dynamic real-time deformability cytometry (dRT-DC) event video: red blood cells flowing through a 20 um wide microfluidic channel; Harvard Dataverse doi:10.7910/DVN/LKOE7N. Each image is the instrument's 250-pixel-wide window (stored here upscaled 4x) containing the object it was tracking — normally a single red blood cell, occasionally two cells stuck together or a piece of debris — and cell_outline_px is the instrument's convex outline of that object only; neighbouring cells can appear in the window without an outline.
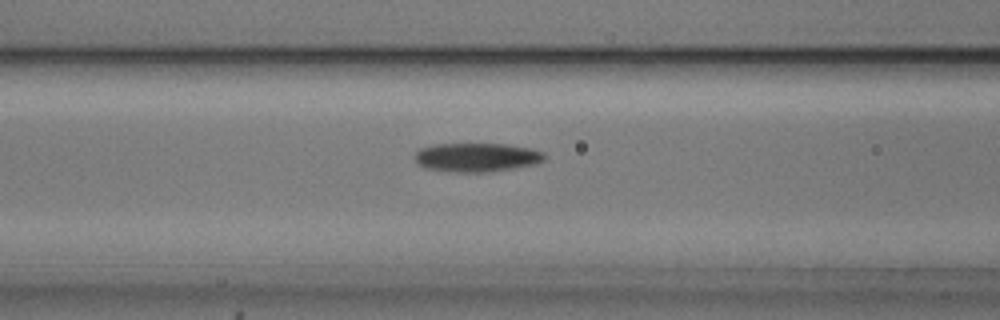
{"species": "common noctule bat (a hibernating species)", "species_latin": "Nyctalus noctula", "temperature_condition": "cold", "stored_images_in_passage": 55, "camera_frame_rate_fps": 3000, "um_per_image_px": 0.085, "animal": {"sex": "male", "body_mass_g": 20.5, "forearm_length_mm": 52.5}, "frame": {"image": 1, "passage_image": 22, "time_ms": 7.0, "image_size_px": [1000, 320], "cell_outline_px": [[548, 156], [544, 160], [536, 164], [512, 168], [484, 172], [456, 172], [424, 168], [416, 164], [416, 152], [420, 148], [432, 144], [508, 144], [532, 148], [544, 152]], "centroid_in_image_um": [40.54, 13.36], "position_along_channel_um": 126.1, "area_um2": 21.96}}
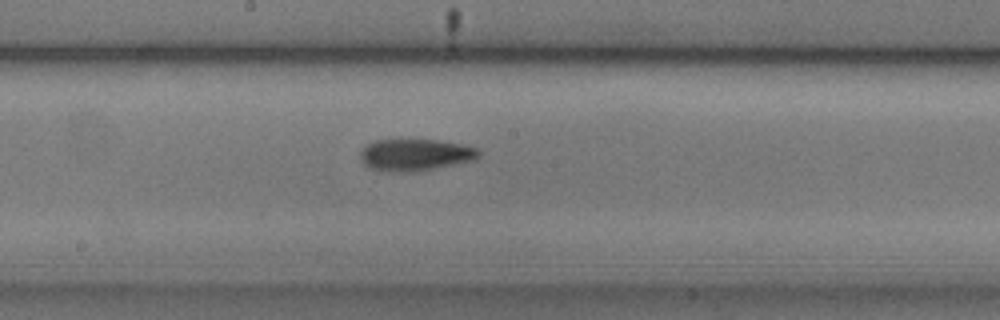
{"frame": {"image": 2, "passage_image": 29, "time_ms": 9.333, "image_size_px": [1000, 320], "cell_outline_px": [[480, 156], [472, 160], [412, 172], [380, 172], [364, 164], [360, 160], [360, 152], [368, 144], [376, 140], [436, 140], [460, 144], [476, 148], [480, 152]], "centroid_in_image_um": [35.24, 13.17], "position_along_channel_um": 213.0, "area_um2": 21.68}}
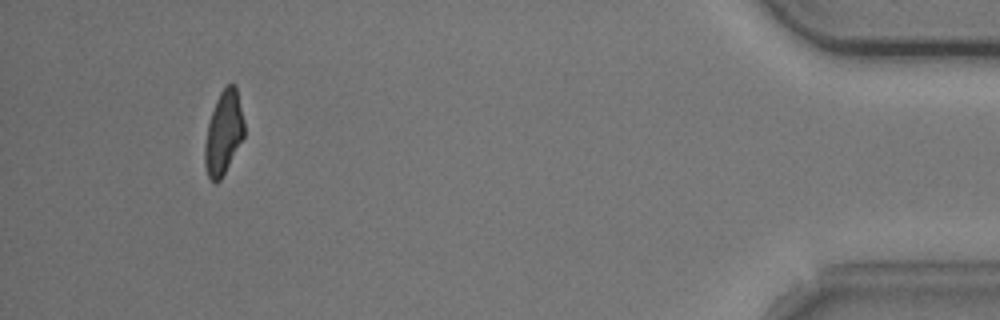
{"frame": {"image": 3, "passage_image": 51, "time_ms": 16.667, "image_size_px": [1000, 320], "cell_outline_px": [[244, 136], [220, 180], [216, 184], [208, 176], [204, 164], [204, 144], [208, 124], [216, 100], [220, 92], [228, 84], [236, 84], [244, 120]], "centroid_in_image_um": [19.0, 11.28], "position_along_channel_um": 416.2, "area_um2": 19.02}, "authors_computed_cell_mechanics": {"area_um2": 20.6924, "velocity_mm_per_s": 3.7108, "shape_relaxation_time_tau1_ms": 2.791, "shape_relaxation_time_tau2_ms": 7.4349, "deformation_change_tau1": 0.116, "deformation_change_tau2": 0.1725}}